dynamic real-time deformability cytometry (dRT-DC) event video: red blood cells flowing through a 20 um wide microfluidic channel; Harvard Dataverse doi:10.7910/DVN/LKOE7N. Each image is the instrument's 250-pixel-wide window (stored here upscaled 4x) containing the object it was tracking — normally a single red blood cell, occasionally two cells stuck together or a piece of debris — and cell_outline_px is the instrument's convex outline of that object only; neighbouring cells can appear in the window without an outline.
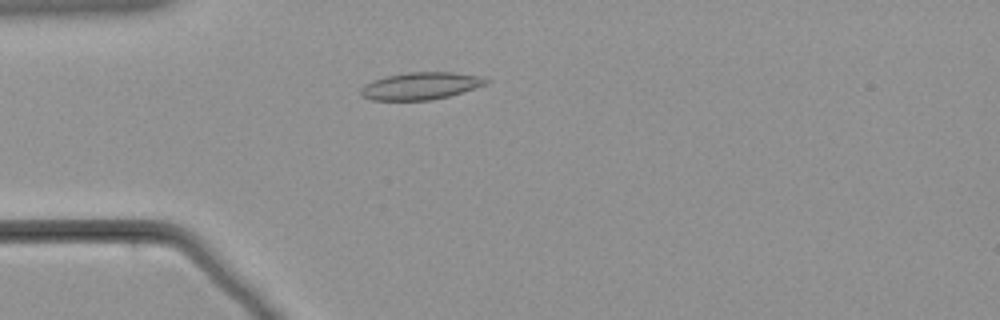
{"species": "common noctule bat (a hibernating species)", "species_latin": "Nyctalus noctula", "temperature_condition": "warm", "stored_images_in_passage": 56, "camera_frame_rate_fps": 3000, "um_per_image_px": 0.085, "animal": {"sex": "male", "body_mass_g": 21.5, "forearm_length_mm": 52.0}, "frame": {"image": 1, "passage_image": 13, "time_ms": 4.0, "image_size_px": [1000, 320], "cell_outline_px": [[488, 84], [448, 96], [428, 100], [372, 100], [360, 96], [360, 88], [364, 84], [372, 80], [388, 76], [408, 72], [452, 72], [480, 76], [488, 80]], "centroid_in_image_um": [35.71, 7.3], "position_along_channel_um": 49.3, "area_um2": 19.83}}
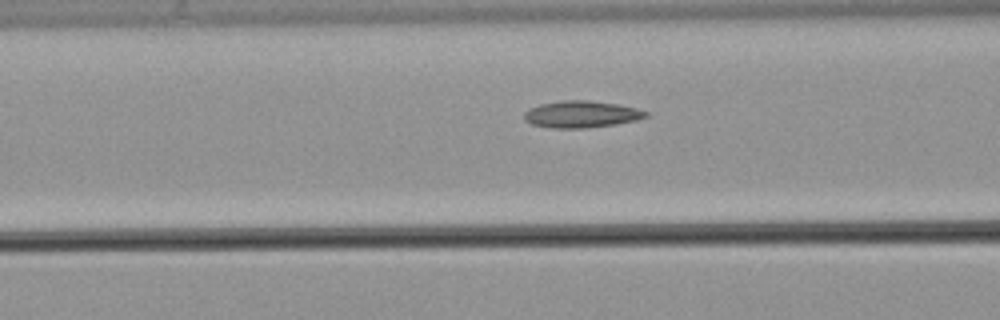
{"frame": {"image": 2, "passage_image": 20, "time_ms": 6.333, "image_size_px": [1000, 320], "cell_outline_px": [[648, 116], [636, 120], [616, 124], [584, 128], [552, 128], [532, 124], [524, 120], [524, 112], [528, 108], [540, 104], [560, 100], [588, 100], [616, 104], [636, 108], [648, 112]], "centroid_in_image_um": [49.38, 9.71], "position_along_channel_um": 117.2, "area_um2": 19.02}}
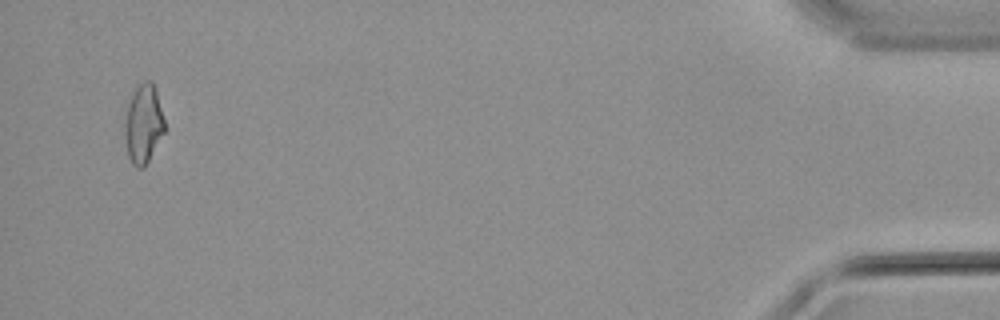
{"frame": {"image": 3, "passage_image": 54, "time_ms": 17.667, "image_size_px": [1000, 320], "cell_outline_px": [[168, 128], [144, 168], [136, 168], [132, 164], [128, 156], [124, 132], [124, 124], [128, 104], [132, 92], [144, 80], [148, 80], [156, 88]], "centroid_in_image_um": [12.23, 10.55], "position_along_channel_um": 423.0, "area_um2": 18.84}}